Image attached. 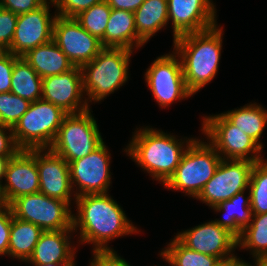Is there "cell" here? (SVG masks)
I'll return each mask as SVG.
<instances>
[{
  "mask_svg": "<svg viewBox=\"0 0 267 266\" xmlns=\"http://www.w3.org/2000/svg\"><path fill=\"white\" fill-rule=\"evenodd\" d=\"M77 214L73 215V230L80 228L82 243H93L92 251L114 252L108 241L119 236L138 233L127 219L120 205L107 193L85 194L75 197Z\"/></svg>",
  "mask_w": 267,
  "mask_h": 266,
  "instance_id": "6da1fadb",
  "label": "cell"
},
{
  "mask_svg": "<svg viewBox=\"0 0 267 266\" xmlns=\"http://www.w3.org/2000/svg\"><path fill=\"white\" fill-rule=\"evenodd\" d=\"M222 27L184 34L173 42L183 69L187 89L195 94L218 72L222 49Z\"/></svg>",
  "mask_w": 267,
  "mask_h": 266,
  "instance_id": "7a4b0ae2",
  "label": "cell"
},
{
  "mask_svg": "<svg viewBox=\"0 0 267 266\" xmlns=\"http://www.w3.org/2000/svg\"><path fill=\"white\" fill-rule=\"evenodd\" d=\"M133 136L124 151L163 185L174 174L187 147L195 140L180 141L174 135L150 127L140 128Z\"/></svg>",
  "mask_w": 267,
  "mask_h": 266,
  "instance_id": "3957f363",
  "label": "cell"
},
{
  "mask_svg": "<svg viewBox=\"0 0 267 266\" xmlns=\"http://www.w3.org/2000/svg\"><path fill=\"white\" fill-rule=\"evenodd\" d=\"M132 53L126 48L104 47L92 61L80 67L87 104L103 100L126 83Z\"/></svg>",
  "mask_w": 267,
  "mask_h": 266,
  "instance_id": "277c9868",
  "label": "cell"
},
{
  "mask_svg": "<svg viewBox=\"0 0 267 266\" xmlns=\"http://www.w3.org/2000/svg\"><path fill=\"white\" fill-rule=\"evenodd\" d=\"M68 113L49 101L31 102L14 126L13 137L20 150L49 149Z\"/></svg>",
  "mask_w": 267,
  "mask_h": 266,
  "instance_id": "5b68a950",
  "label": "cell"
},
{
  "mask_svg": "<svg viewBox=\"0 0 267 266\" xmlns=\"http://www.w3.org/2000/svg\"><path fill=\"white\" fill-rule=\"evenodd\" d=\"M221 156L216 149L198 138L187 147L174 174L164 184L170 190H179L196 198L204 185L214 176Z\"/></svg>",
  "mask_w": 267,
  "mask_h": 266,
  "instance_id": "8992f818",
  "label": "cell"
},
{
  "mask_svg": "<svg viewBox=\"0 0 267 266\" xmlns=\"http://www.w3.org/2000/svg\"><path fill=\"white\" fill-rule=\"evenodd\" d=\"M90 110L67 114L49 148L67 163L89 155L104 142Z\"/></svg>",
  "mask_w": 267,
  "mask_h": 266,
  "instance_id": "52a82bcc",
  "label": "cell"
},
{
  "mask_svg": "<svg viewBox=\"0 0 267 266\" xmlns=\"http://www.w3.org/2000/svg\"><path fill=\"white\" fill-rule=\"evenodd\" d=\"M14 217L31 222L43 231L73 230V215L67 202L41 192L23 195L10 204Z\"/></svg>",
  "mask_w": 267,
  "mask_h": 266,
  "instance_id": "ba28073f",
  "label": "cell"
},
{
  "mask_svg": "<svg viewBox=\"0 0 267 266\" xmlns=\"http://www.w3.org/2000/svg\"><path fill=\"white\" fill-rule=\"evenodd\" d=\"M202 131L222 159L262 160V148L222 113L203 117ZM252 153V154H251ZM223 155V156H222Z\"/></svg>",
  "mask_w": 267,
  "mask_h": 266,
  "instance_id": "9c48e42d",
  "label": "cell"
},
{
  "mask_svg": "<svg viewBox=\"0 0 267 266\" xmlns=\"http://www.w3.org/2000/svg\"><path fill=\"white\" fill-rule=\"evenodd\" d=\"M144 75L152 96L163 108L193 95L187 89L181 60L174 51L157 57Z\"/></svg>",
  "mask_w": 267,
  "mask_h": 266,
  "instance_id": "30bf717a",
  "label": "cell"
},
{
  "mask_svg": "<svg viewBox=\"0 0 267 266\" xmlns=\"http://www.w3.org/2000/svg\"><path fill=\"white\" fill-rule=\"evenodd\" d=\"M254 164L249 160L221 159L214 176L204 185L196 199L213 207L247 190Z\"/></svg>",
  "mask_w": 267,
  "mask_h": 266,
  "instance_id": "8fae6325",
  "label": "cell"
},
{
  "mask_svg": "<svg viewBox=\"0 0 267 266\" xmlns=\"http://www.w3.org/2000/svg\"><path fill=\"white\" fill-rule=\"evenodd\" d=\"M52 40L74 66L92 61L104 48L101 41L88 33L75 18L56 15Z\"/></svg>",
  "mask_w": 267,
  "mask_h": 266,
  "instance_id": "7c38bea8",
  "label": "cell"
},
{
  "mask_svg": "<svg viewBox=\"0 0 267 266\" xmlns=\"http://www.w3.org/2000/svg\"><path fill=\"white\" fill-rule=\"evenodd\" d=\"M106 147L103 142L89 155L68 163L72 188L75 185L79 189H76L79 193H74V197L108 192L111 157Z\"/></svg>",
  "mask_w": 267,
  "mask_h": 266,
  "instance_id": "4fadbf2b",
  "label": "cell"
},
{
  "mask_svg": "<svg viewBox=\"0 0 267 266\" xmlns=\"http://www.w3.org/2000/svg\"><path fill=\"white\" fill-rule=\"evenodd\" d=\"M46 1L42 6L30 12L18 15L17 24L8 52L22 57L29 50L52 40L53 24L56 13L52 17L49 4Z\"/></svg>",
  "mask_w": 267,
  "mask_h": 266,
  "instance_id": "5bb4252c",
  "label": "cell"
},
{
  "mask_svg": "<svg viewBox=\"0 0 267 266\" xmlns=\"http://www.w3.org/2000/svg\"><path fill=\"white\" fill-rule=\"evenodd\" d=\"M176 238L188 249L217 257L220 261L237 258L233 253L238 246L237 238L214 220L179 232Z\"/></svg>",
  "mask_w": 267,
  "mask_h": 266,
  "instance_id": "9a60e30c",
  "label": "cell"
},
{
  "mask_svg": "<svg viewBox=\"0 0 267 266\" xmlns=\"http://www.w3.org/2000/svg\"><path fill=\"white\" fill-rule=\"evenodd\" d=\"M5 184L1 185L4 204L14 199L39 192V172L36 165V149L19 150L10 158L5 172Z\"/></svg>",
  "mask_w": 267,
  "mask_h": 266,
  "instance_id": "2e32d148",
  "label": "cell"
},
{
  "mask_svg": "<svg viewBox=\"0 0 267 266\" xmlns=\"http://www.w3.org/2000/svg\"><path fill=\"white\" fill-rule=\"evenodd\" d=\"M83 94L82 71L79 66L66 73L42 79V99L62 108L68 114L89 109L90 105L83 100Z\"/></svg>",
  "mask_w": 267,
  "mask_h": 266,
  "instance_id": "e0dca14e",
  "label": "cell"
},
{
  "mask_svg": "<svg viewBox=\"0 0 267 266\" xmlns=\"http://www.w3.org/2000/svg\"><path fill=\"white\" fill-rule=\"evenodd\" d=\"M214 7L211 0H168V22L172 19L173 39L216 26Z\"/></svg>",
  "mask_w": 267,
  "mask_h": 266,
  "instance_id": "ac0fdd59",
  "label": "cell"
},
{
  "mask_svg": "<svg viewBox=\"0 0 267 266\" xmlns=\"http://www.w3.org/2000/svg\"><path fill=\"white\" fill-rule=\"evenodd\" d=\"M36 165L39 172V192L70 205L72 185L68 163L50 149H36Z\"/></svg>",
  "mask_w": 267,
  "mask_h": 266,
  "instance_id": "d6986e66",
  "label": "cell"
},
{
  "mask_svg": "<svg viewBox=\"0 0 267 266\" xmlns=\"http://www.w3.org/2000/svg\"><path fill=\"white\" fill-rule=\"evenodd\" d=\"M74 230L43 231L26 262L30 264H75V249L71 246L69 235Z\"/></svg>",
  "mask_w": 267,
  "mask_h": 266,
  "instance_id": "ffe728a7",
  "label": "cell"
},
{
  "mask_svg": "<svg viewBox=\"0 0 267 266\" xmlns=\"http://www.w3.org/2000/svg\"><path fill=\"white\" fill-rule=\"evenodd\" d=\"M103 47L134 49L142 47L144 41L137 35L134 12L111 9L104 37Z\"/></svg>",
  "mask_w": 267,
  "mask_h": 266,
  "instance_id": "44dd1931",
  "label": "cell"
},
{
  "mask_svg": "<svg viewBox=\"0 0 267 266\" xmlns=\"http://www.w3.org/2000/svg\"><path fill=\"white\" fill-rule=\"evenodd\" d=\"M22 58L42 79L66 73L75 67L53 40L29 50Z\"/></svg>",
  "mask_w": 267,
  "mask_h": 266,
  "instance_id": "7402d4cb",
  "label": "cell"
},
{
  "mask_svg": "<svg viewBox=\"0 0 267 266\" xmlns=\"http://www.w3.org/2000/svg\"><path fill=\"white\" fill-rule=\"evenodd\" d=\"M244 192L245 190L238 192L231 199L211 207L217 212L221 213L222 211L226 213L220 220L216 219L214 221L222 228L227 229L237 239L242 235V231L250 224L253 215L250 206V194L245 197L243 196Z\"/></svg>",
  "mask_w": 267,
  "mask_h": 266,
  "instance_id": "603a6c76",
  "label": "cell"
},
{
  "mask_svg": "<svg viewBox=\"0 0 267 266\" xmlns=\"http://www.w3.org/2000/svg\"><path fill=\"white\" fill-rule=\"evenodd\" d=\"M137 35L146 43L168 23V0H145L134 12Z\"/></svg>",
  "mask_w": 267,
  "mask_h": 266,
  "instance_id": "cb8c5ba5",
  "label": "cell"
},
{
  "mask_svg": "<svg viewBox=\"0 0 267 266\" xmlns=\"http://www.w3.org/2000/svg\"><path fill=\"white\" fill-rule=\"evenodd\" d=\"M43 230L37 225L12 217L8 256L26 262L32 255Z\"/></svg>",
  "mask_w": 267,
  "mask_h": 266,
  "instance_id": "d4e9b609",
  "label": "cell"
},
{
  "mask_svg": "<svg viewBox=\"0 0 267 266\" xmlns=\"http://www.w3.org/2000/svg\"><path fill=\"white\" fill-rule=\"evenodd\" d=\"M222 114L263 149L260 137L267 124V110L261 105L252 103Z\"/></svg>",
  "mask_w": 267,
  "mask_h": 266,
  "instance_id": "484cf974",
  "label": "cell"
},
{
  "mask_svg": "<svg viewBox=\"0 0 267 266\" xmlns=\"http://www.w3.org/2000/svg\"><path fill=\"white\" fill-rule=\"evenodd\" d=\"M10 92L30 102L42 98V78L22 57L14 62Z\"/></svg>",
  "mask_w": 267,
  "mask_h": 266,
  "instance_id": "4316f807",
  "label": "cell"
},
{
  "mask_svg": "<svg viewBox=\"0 0 267 266\" xmlns=\"http://www.w3.org/2000/svg\"><path fill=\"white\" fill-rule=\"evenodd\" d=\"M237 240L238 247L251 249L255 261L267 256V213L252 215L250 224Z\"/></svg>",
  "mask_w": 267,
  "mask_h": 266,
  "instance_id": "83f0119b",
  "label": "cell"
},
{
  "mask_svg": "<svg viewBox=\"0 0 267 266\" xmlns=\"http://www.w3.org/2000/svg\"><path fill=\"white\" fill-rule=\"evenodd\" d=\"M160 256L171 266H215L220 262L217 257L188 249L176 237Z\"/></svg>",
  "mask_w": 267,
  "mask_h": 266,
  "instance_id": "f1b7e54d",
  "label": "cell"
},
{
  "mask_svg": "<svg viewBox=\"0 0 267 266\" xmlns=\"http://www.w3.org/2000/svg\"><path fill=\"white\" fill-rule=\"evenodd\" d=\"M248 190L252 214L267 213V161L264 159L255 162Z\"/></svg>",
  "mask_w": 267,
  "mask_h": 266,
  "instance_id": "f546056e",
  "label": "cell"
},
{
  "mask_svg": "<svg viewBox=\"0 0 267 266\" xmlns=\"http://www.w3.org/2000/svg\"><path fill=\"white\" fill-rule=\"evenodd\" d=\"M111 9L107 1L103 0L87 10L82 11L75 19L88 33L101 40L105 34Z\"/></svg>",
  "mask_w": 267,
  "mask_h": 266,
  "instance_id": "4dcf8cb0",
  "label": "cell"
},
{
  "mask_svg": "<svg viewBox=\"0 0 267 266\" xmlns=\"http://www.w3.org/2000/svg\"><path fill=\"white\" fill-rule=\"evenodd\" d=\"M31 102L11 92L0 93V124L14 128Z\"/></svg>",
  "mask_w": 267,
  "mask_h": 266,
  "instance_id": "1f68e13d",
  "label": "cell"
},
{
  "mask_svg": "<svg viewBox=\"0 0 267 266\" xmlns=\"http://www.w3.org/2000/svg\"><path fill=\"white\" fill-rule=\"evenodd\" d=\"M18 15L0 7V51H8L14 36Z\"/></svg>",
  "mask_w": 267,
  "mask_h": 266,
  "instance_id": "d6a6232c",
  "label": "cell"
},
{
  "mask_svg": "<svg viewBox=\"0 0 267 266\" xmlns=\"http://www.w3.org/2000/svg\"><path fill=\"white\" fill-rule=\"evenodd\" d=\"M57 8V15L62 17L75 18L82 11L91 6L102 2L103 0H52Z\"/></svg>",
  "mask_w": 267,
  "mask_h": 266,
  "instance_id": "836d02e7",
  "label": "cell"
},
{
  "mask_svg": "<svg viewBox=\"0 0 267 266\" xmlns=\"http://www.w3.org/2000/svg\"><path fill=\"white\" fill-rule=\"evenodd\" d=\"M18 58L8 51L0 52V93L10 92L14 62Z\"/></svg>",
  "mask_w": 267,
  "mask_h": 266,
  "instance_id": "e575fe53",
  "label": "cell"
},
{
  "mask_svg": "<svg viewBox=\"0 0 267 266\" xmlns=\"http://www.w3.org/2000/svg\"><path fill=\"white\" fill-rule=\"evenodd\" d=\"M12 211L7 204L0 205V255H8Z\"/></svg>",
  "mask_w": 267,
  "mask_h": 266,
  "instance_id": "d590c367",
  "label": "cell"
},
{
  "mask_svg": "<svg viewBox=\"0 0 267 266\" xmlns=\"http://www.w3.org/2000/svg\"><path fill=\"white\" fill-rule=\"evenodd\" d=\"M47 0H0V7L15 13L24 14L42 6Z\"/></svg>",
  "mask_w": 267,
  "mask_h": 266,
  "instance_id": "8d00e7d4",
  "label": "cell"
},
{
  "mask_svg": "<svg viewBox=\"0 0 267 266\" xmlns=\"http://www.w3.org/2000/svg\"><path fill=\"white\" fill-rule=\"evenodd\" d=\"M7 130L10 132L9 134L6 132ZM19 150L13 137L12 128L0 124V156H14Z\"/></svg>",
  "mask_w": 267,
  "mask_h": 266,
  "instance_id": "74e56055",
  "label": "cell"
},
{
  "mask_svg": "<svg viewBox=\"0 0 267 266\" xmlns=\"http://www.w3.org/2000/svg\"><path fill=\"white\" fill-rule=\"evenodd\" d=\"M94 259L90 266H131L128 262L117 255V252L94 253Z\"/></svg>",
  "mask_w": 267,
  "mask_h": 266,
  "instance_id": "f35d334b",
  "label": "cell"
},
{
  "mask_svg": "<svg viewBox=\"0 0 267 266\" xmlns=\"http://www.w3.org/2000/svg\"><path fill=\"white\" fill-rule=\"evenodd\" d=\"M111 8L135 12L145 0H106Z\"/></svg>",
  "mask_w": 267,
  "mask_h": 266,
  "instance_id": "ab89813d",
  "label": "cell"
},
{
  "mask_svg": "<svg viewBox=\"0 0 267 266\" xmlns=\"http://www.w3.org/2000/svg\"><path fill=\"white\" fill-rule=\"evenodd\" d=\"M11 157L13 156H0V187L2 178H5L6 167Z\"/></svg>",
  "mask_w": 267,
  "mask_h": 266,
  "instance_id": "60d3db41",
  "label": "cell"
},
{
  "mask_svg": "<svg viewBox=\"0 0 267 266\" xmlns=\"http://www.w3.org/2000/svg\"><path fill=\"white\" fill-rule=\"evenodd\" d=\"M229 266H252V265H250V263L245 262L242 259L236 258ZM253 266H258V265L255 262V265Z\"/></svg>",
  "mask_w": 267,
  "mask_h": 266,
  "instance_id": "b9f144b4",
  "label": "cell"
},
{
  "mask_svg": "<svg viewBox=\"0 0 267 266\" xmlns=\"http://www.w3.org/2000/svg\"><path fill=\"white\" fill-rule=\"evenodd\" d=\"M258 266H267V256L261 257L255 261Z\"/></svg>",
  "mask_w": 267,
  "mask_h": 266,
  "instance_id": "7bdbcfd3",
  "label": "cell"
},
{
  "mask_svg": "<svg viewBox=\"0 0 267 266\" xmlns=\"http://www.w3.org/2000/svg\"><path fill=\"white\" fill-rule=\"evenodd\" d=\"M34 266H75V264H54V263H49V264H33Z\"/></svg>",
  "mask_w": 267,
  "mask_h": 266,
  "instance_id": "ee69618b",
  "label": "cell"
},
{
  "mask_svg": "<svg viewBox=\"0 0 267 266\" xmlns=\"http://www.w3.org/2000/svg\"><path fill=\"white\" fill-rule=\"evenodd\" d=\"M235 259H226L221 260L217 265L215 266H229Z\"/></svg>",
  "mask_w": 267,
  "mask_h": 266,
  "instance_id": "f6af8a7d",
  "label": "cell"
},
{
  "mask_svg": "<svg viewBox=\"0 0 267 266\" xmlns=\"http://www.w3.org/2000/svg\"><path fill=\"white\" fill-rule=\"evenodd\" d=\"M4 204V200L1 193V187H0V205Z\"/></svg>",
  "mask_w": 267,
  "mask_h": 266,
  "instance_id": "bcb514c9",
  "label": "cell"
}]
</instances>
